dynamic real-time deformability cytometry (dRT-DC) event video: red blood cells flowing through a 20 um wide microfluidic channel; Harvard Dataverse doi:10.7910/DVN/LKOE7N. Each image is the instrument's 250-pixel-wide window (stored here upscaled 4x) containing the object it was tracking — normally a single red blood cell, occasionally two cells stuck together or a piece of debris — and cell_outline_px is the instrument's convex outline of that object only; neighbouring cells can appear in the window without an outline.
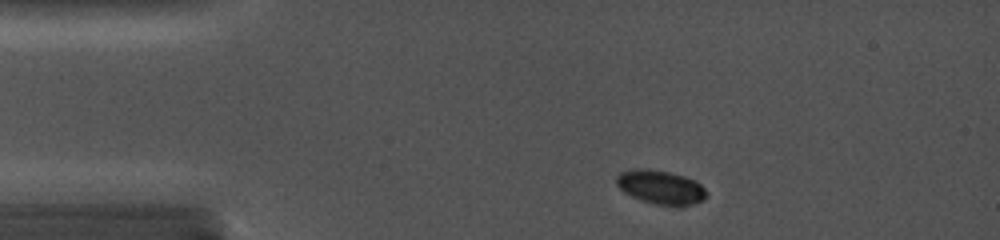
{"species": "common noctule bat (a hibernating species)", "species_latin": "Nyctalus noctula", "temperature_condition": "cold", "stored_images_in_passage": 43, "camera_frame_rate_fps": 5000, "um_per_image_px": 0.085, "animal": {"sex": "female", "body_mass_g": 19.0, "forearm_length_mm": 56.7}, "frame": {"image": 1, "passage_image": 3, "time_ms": 0.6, "image_size_px": [1000, 240], "cell_outline_px": [[708, 196], [704, 200], [680, 208], [676, 208], [656, 204], [632, 196], [624, 192], [616, 184], [616, 176], [620, 172], [632, 168], [648, 168], [668, 172], [684, 176], [696, 180], [708, 192]], "centroid_in_image_um": [56.19, 15.92], "position_along_channel_um": 28.8, "area_um2": 18.21}}
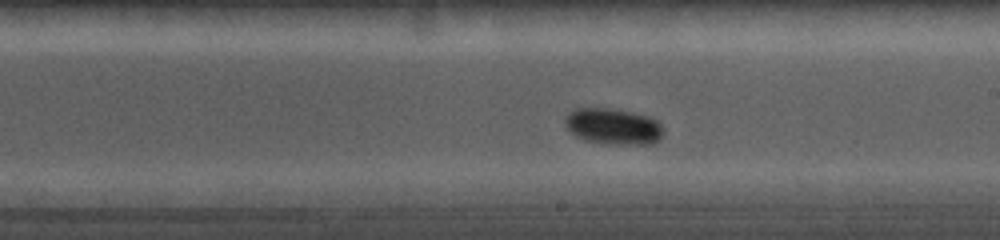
{"frame": {"image": 2, "passage_image": 25, "time_ms": 7.2, "image_size_px": [1000, 240], "cell_outline_px": [[664, 132], [660, 140], [652, 144], [612, 144], [584, 140], [576, 136], [564, 124], [564, 120], [568, 112], [576, 108], [608, 108], [632, 112], [652, 116], [664, 128]], "centroid_in_image_um": [52.16, 10.74], "position_along_channel_um": 236.8, "area_um2": 20.92}}
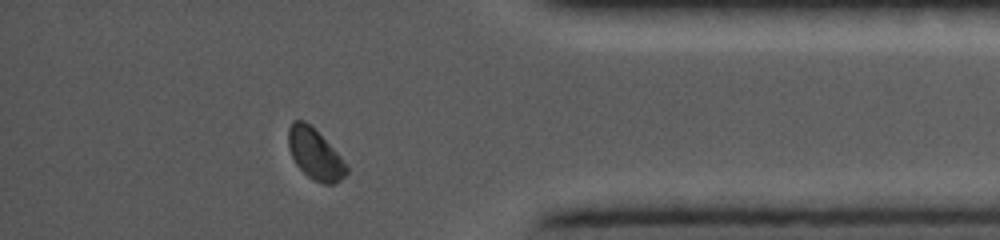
{"frame": {"image": 3, "passage_image": 39, "time_ms": 11.8, "image_size_px": [1000, 240], "cell_outline_px": [[348, 172], [340, 180], [332, 184], [324, 184], [308, 176], [296, 164], [288, 148], [288, 128], [292, 120], [304, 120], [340, 156], [348, 168]], "centroid_in_image_um": [26.74, 13.1], "position_along_channel_um": 408.5, "area_um2": 16.65}}